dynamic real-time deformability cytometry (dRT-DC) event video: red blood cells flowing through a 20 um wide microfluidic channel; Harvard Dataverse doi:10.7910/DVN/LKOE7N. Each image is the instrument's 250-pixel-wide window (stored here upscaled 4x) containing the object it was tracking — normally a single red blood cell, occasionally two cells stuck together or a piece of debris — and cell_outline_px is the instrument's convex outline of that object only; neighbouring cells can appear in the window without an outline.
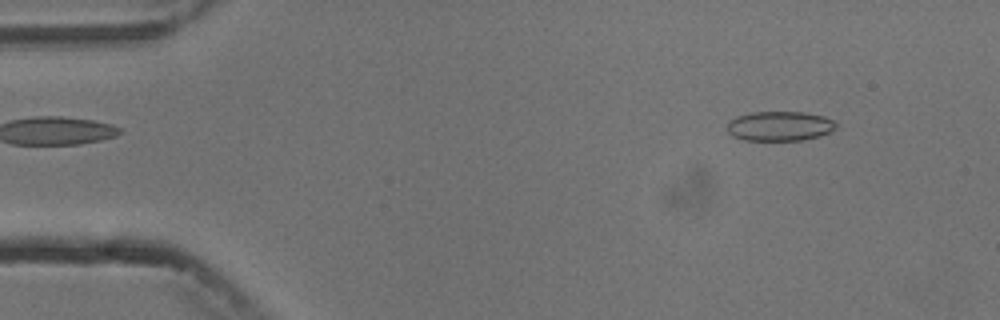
{"species": "common noctule bat (a hibernating species)", "species_latin": "Nyctalus noctula", "temperature_condition": "cold", "stored_images_in_passage": 3, "camera_frame_rate_fps": 3000, "um_per_image_px": 0.085, "animal": {"sex": "male", "body_mass_g": 13.3}, "frame": {"image": 1, "passage_image": 1, "time_ms": 0.0, "image_size_px": [1000, 320], "cell_outline_px": [[836, 128], [820, 136], [804, 140], [744, 140], [732, 136], [728, 132], [728, 120], [736, 116], [752, 112], [804, 112], [824, 116], [836, 120]], "centroid_in_image_um": [66.28, 10.71], "position_along_channel_um": 18.7, "area_um2": 18.96}}